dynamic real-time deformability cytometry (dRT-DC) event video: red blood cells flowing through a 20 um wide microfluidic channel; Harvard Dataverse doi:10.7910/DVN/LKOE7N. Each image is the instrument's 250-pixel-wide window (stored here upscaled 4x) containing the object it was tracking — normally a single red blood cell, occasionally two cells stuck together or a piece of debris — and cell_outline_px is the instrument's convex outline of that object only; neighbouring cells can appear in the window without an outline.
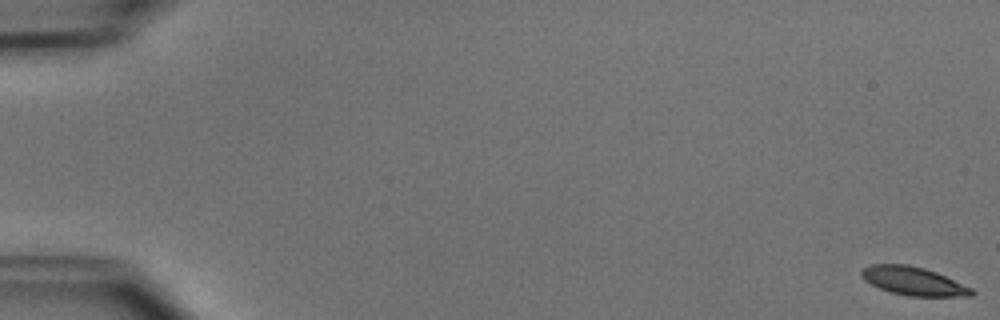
{"species": "common noctule bat (a hibernating species)", "species_latin": "Nyctalus noctula", "temperature_condition": "cold", "stored_images_in_passage": 54, "camera_frame_rate_fps": 3000, "um_per_image_px": 0.085, "animal": {"sex": "male", "body_mass_g": 15.6}, "frame": {"image": 1, "passage_image": 1, "time_ms": 0.0, "image_size_px": [1000, 320], "cell_outline_px": [[976, 292], [972, 296], [908, 296], [892, 292], [880, 288], [864, 280], [860, 276], [860, 272], [868, 264], [908, 264], [924, 268], [936, 272], [972, 288]], "centroid_in_image_um": [77.63, 23.88], "position_along_channel_um": 7.4, "area_um2": 18.21}}
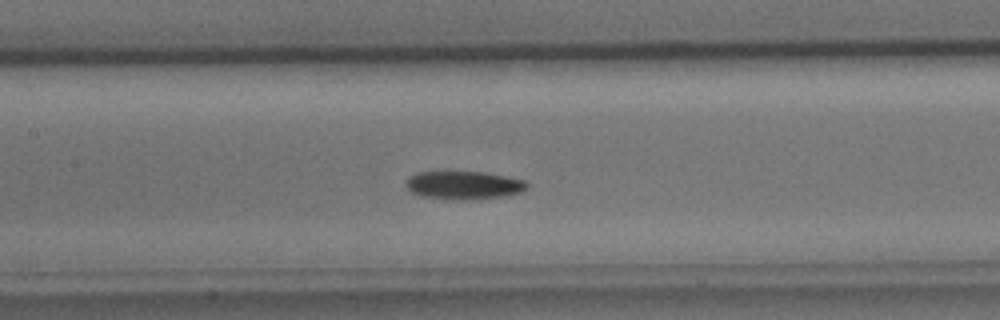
{"frame": {"image": 2, "passage_image": 26, "time_ms": 8.333, "image_size_px": [1000, 320], "cell_outline_px": [[528, 184], [520, 192], [500, 196], [456, 200], [420, 196], [412, 192], [404, 184], [404, 180], [408, 176], [416, 172], [484, 172], [524, 180]], "centroid_in_image_um": [39.31, 15.72], "position_along_channel_um": 168.1, "area_um2": 19.59}}
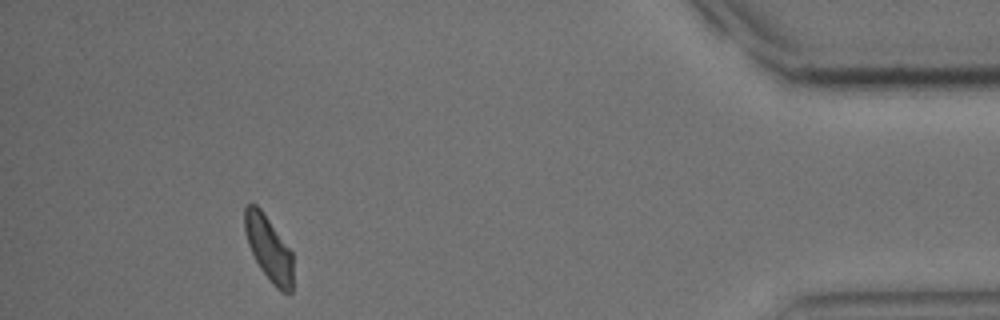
{"frame": {"image": 3, "passage_image": 49, "time_ms": 16.0, "image_size_px": [1000, 320], "cell_outline_px": [[292, 292], [288, 296], [280, 292], [272, 284], [260, 268], [248, 244], [244, 232], [244, 208], [248, 204], [256, 204], [260, 208], [292, 252]], "centroid_in_image_um": [22.84, 21.16], "position_along_channel_um": 412.4, "area_um2": 18.26}, "authors_computed_cell_mechanics": {"area_um2": 19.074, "velocity_mm_per_s": 3.8844, "shape_relaxation_time_tau1_ms": 3.8442, "shape_relaxation_time_tau2_ms": 9.5876, "deformation_change_tau1": 0.1227, "deformation_change_tau2": 0.1514}}